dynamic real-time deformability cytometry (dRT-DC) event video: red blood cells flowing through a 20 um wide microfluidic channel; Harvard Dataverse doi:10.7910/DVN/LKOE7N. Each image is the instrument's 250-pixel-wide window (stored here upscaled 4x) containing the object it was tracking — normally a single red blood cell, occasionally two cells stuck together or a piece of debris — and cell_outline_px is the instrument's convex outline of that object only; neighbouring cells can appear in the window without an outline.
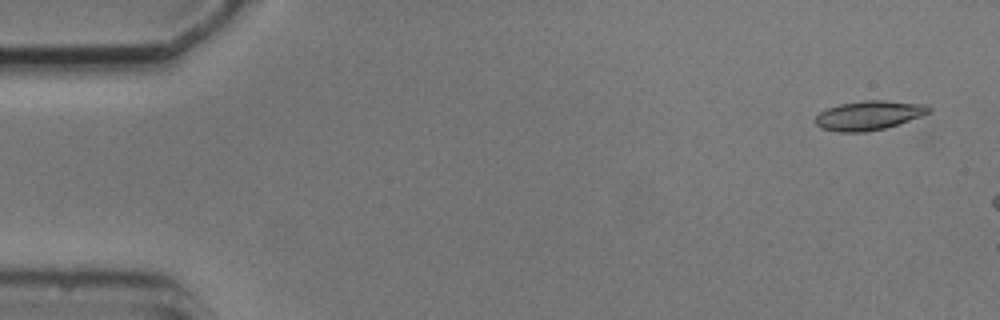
{"species": "common noctule bat (a hibernating species)", "species_latin": "Nyctalus noctula", "temperature_condition": "cold", "stored_images_in_passage": 3, "camera_frame_rate_fps": 3000, "um_per_image_px": 0.085, "animal": {"sex": "male", "body_mass_g": 20.5, "forearm_length_mm": 52.5}, "frame": {"image": 1, "passage_image": 1, "time_ms": 0.0, "image_size_px": [1000, 320], "cell_outline_px": [[932, 112], [884, 128], [864, 132], [836, 132], [820, 128], [812, 120], [820, 112], [828, 108], [840, 104], [864, 100], [884, 100], [924, 104], [932, 108]], "centroid_in_image_um": [73.81, 9.8], "position_along_channel_um": 11.2, "area_um2": 19.31}}